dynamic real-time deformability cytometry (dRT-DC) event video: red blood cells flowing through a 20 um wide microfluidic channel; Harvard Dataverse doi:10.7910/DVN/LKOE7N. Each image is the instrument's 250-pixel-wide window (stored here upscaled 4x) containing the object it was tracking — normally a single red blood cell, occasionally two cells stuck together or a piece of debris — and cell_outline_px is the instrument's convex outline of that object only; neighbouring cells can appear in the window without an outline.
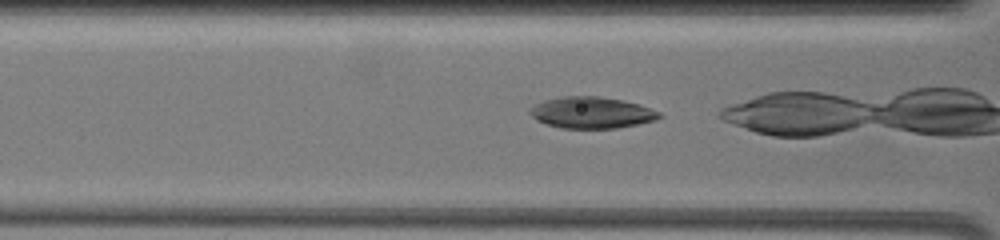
{"species": "common noctule bat (a hibernating species)", "species_latin": "Nyctalus noctula", "temperature_condition": "warm", "stored_images_in_passage": 27, "camera_frame_rate_fps": 3000, "um_per_image_px": 0.085, "animal": {"sex": "female", "body_mass_g": 19.5, "forearm_length_mm": 54.1}, "frame": {"image": 1, "passage_image": 8, "time_ms": 3.333, "image_size_px": [1000, 240], "cell_outline_px": [[664, 116], [656, 120], [616, 128], [560, 128], [536, 120], [528, 112], [528, 108], [544, 100], [564, 96], [600, 96], [624, 100], [640, 104], [660, 112]], "centroid_in_image_um": [50.29, 9.56], "position_along_channel_um": 116.3, "area_um2": 23.81}}